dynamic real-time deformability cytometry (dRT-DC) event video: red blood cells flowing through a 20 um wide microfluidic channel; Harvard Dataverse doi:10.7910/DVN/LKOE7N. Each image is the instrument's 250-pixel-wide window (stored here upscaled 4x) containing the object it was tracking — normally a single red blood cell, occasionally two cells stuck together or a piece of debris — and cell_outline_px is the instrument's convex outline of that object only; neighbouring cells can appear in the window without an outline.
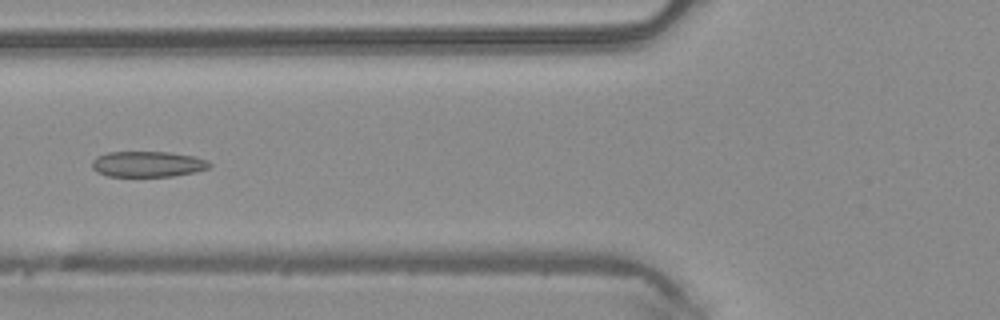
{"species": "common noctule bat (a hibernating species)", "species_latin": "Nyctalus noctula", "temperature_condition": "warm", "stored_images_in_passage": 6, "camera_frame_rate_fps": 3000, "um_per_image_px": 0.085, "animal": {"sex": "male", "body_mass_g": 20.4}, "frame": {"image": 1, "passage_image": 6, "time_ms": 1.667, "image_size_px": [1000, 320], "cell_outline_px": [[212, 164], [208, 168], [196, 172], [172, 176], [108, 176], [96, 172], [92, 168], [92, 160], [96, 156], [108, 152], [172, 152], [196, 156], [208, 160]], "centroid_in_image_um": [12.57, 13.94], "position_along_channel_um": 113.2, "area_um2": 17.8}}